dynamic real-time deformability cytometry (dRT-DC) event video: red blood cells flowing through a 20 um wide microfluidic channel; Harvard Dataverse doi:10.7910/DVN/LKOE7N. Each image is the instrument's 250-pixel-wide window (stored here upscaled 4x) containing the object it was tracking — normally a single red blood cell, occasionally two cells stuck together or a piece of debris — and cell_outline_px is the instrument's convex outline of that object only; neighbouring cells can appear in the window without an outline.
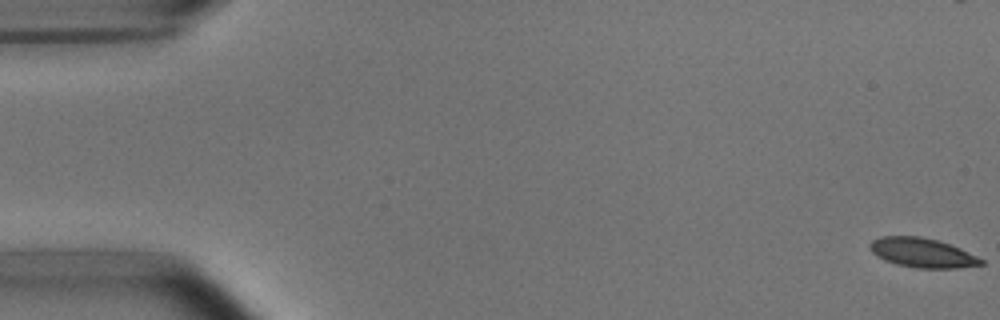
{"species": "common noctule bat (a hibernating species)", "species_latin": "Nyctalus noctula", "temperature_condition": "room temperature", "stored_images_in_passage": 7, "camera_frame_rate_fps": 3000, "um_per_image_px": 0.085, "animal": {"sex": "male", "body_mass_g": 15.6}, "frame": {"image": 1, "passage_image": 1, "time_ms": 0.0, "image_size_px": [1000, 320], "cell_outline_px": [[984, 264], [956, 268], [916, 268], [896, 264], [884, 260], [876, 256], [868, 248], [868, 244], [872, 240], [880, 236], [920, 236], [936, 240], [960, 248], [984, 260]], "centroid_in_image_um": [78.34, 21.48], "position_along_channel_um": 6.7, "area_um2": 19.07}}
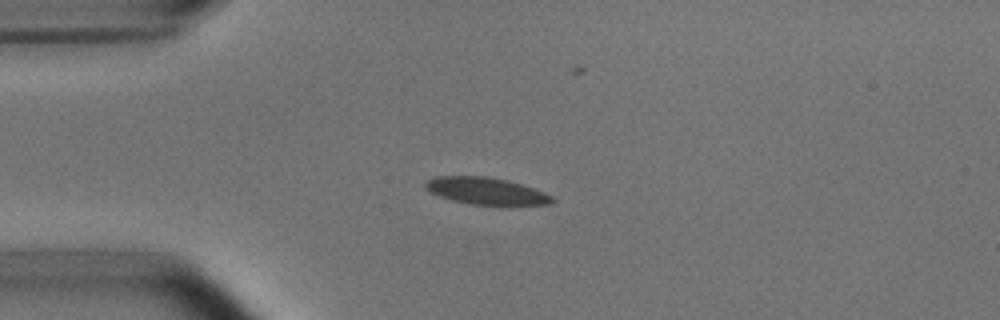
{"frame": {"image": 2, "passage_image": 4, "time_ms": 4.333, "image_size_px": [1000, 320], "cell_outline_px": [[556, 200], [552, 204], [468, 204], [452, 200], [428, 192], [424, 188], [424, 184], [428, 180], [436, 176], [488, 176], [508, 180], [544, 192], [552, 196]], "centroid_in_image_um": [41.27, 16.22], "position_along_channel_um": 43.7, "area_um2": 19.77}}
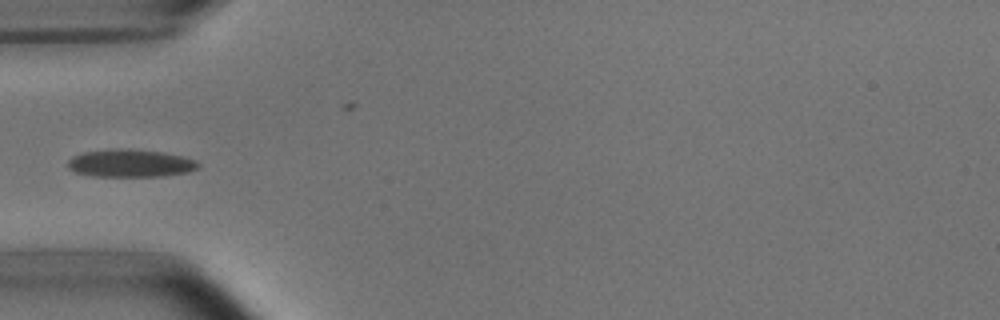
{"frame": {"image": 3, "passage_image": 5, "time_ms": 5.667, "image_size_px": [1000, 320], "cell_outline_px": [[200, 168], [188, 172], [164, 176], [92, 176], [76, 172], [68, 168], [68, 160], [72, 156], [84, 152], [116, 148], [124, 148], [164, 152], [196, 160], [200, 164]], "centroid_in_image_um": [11.1, 13.87], "position_along_channel_um": 73.9, "area_um2": 21.15}}